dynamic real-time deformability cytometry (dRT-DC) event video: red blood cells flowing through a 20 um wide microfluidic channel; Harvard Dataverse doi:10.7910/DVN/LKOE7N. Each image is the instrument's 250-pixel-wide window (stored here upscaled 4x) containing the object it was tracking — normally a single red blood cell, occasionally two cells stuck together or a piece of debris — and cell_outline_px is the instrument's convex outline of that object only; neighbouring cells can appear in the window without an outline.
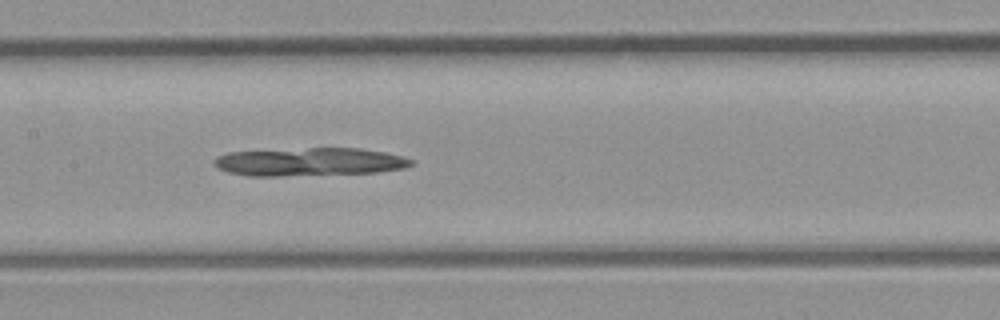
{"species": "common noctule bat (a hibernating species)", "species_latin": "Nyctalus noctula", "temperature_condition": "room temperature", "stored_images_in_passage": 33, "camera_frame_rate_fps": 3000, "um_per_image_px": 0.085, "animal": {"sex": "male", "body_mass_g": 23.1, "forearm_length_mm": 52.7}, "frame": {"image": 1, "passage_image": 18, "time_ms": 5.667, "image_size_px": [1000, 320], "cell_outline_px": [[416, 164], [408, 168], [376, 172], [284, 176], [248, 176], [228, 172], [220, 168], [212, 160], [216, 156], [228, 152], [308, 148], [360, 148], [384, 152], [416, 160]], "centroid_in_image_um": [26.36, 13.76], "position_along_channel_um": 181.0, "area_um2": 32.48}}
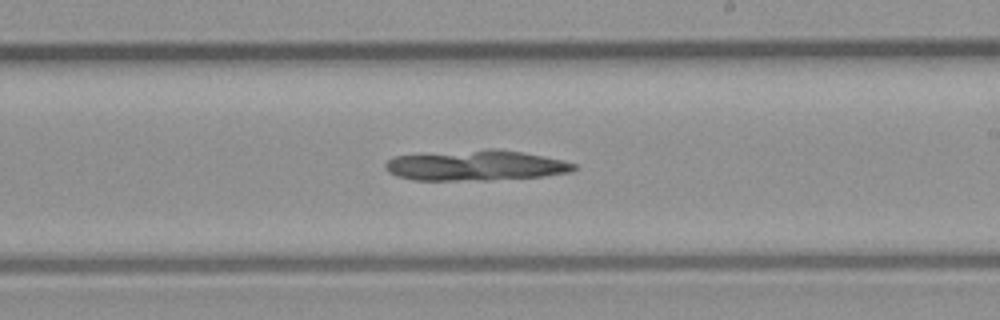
{"frame": {"image": 2, "passage_image": 22, "time_ms": 7.0, "image_size_px": [1000, 320], "cell_outline_px": [[576, 168], [572, 172], [540, 176], [488, 180], [412, 180], [396, 176], [388, 172], [384, 164], [388, 160], [396, 156], [488, 148], [496, 148], [544, 156], [576, 164]], "centroid_in_image_um": [40.42, 14.06], "position_along_channel_um": 248.6, "area_um2": 33.23}}
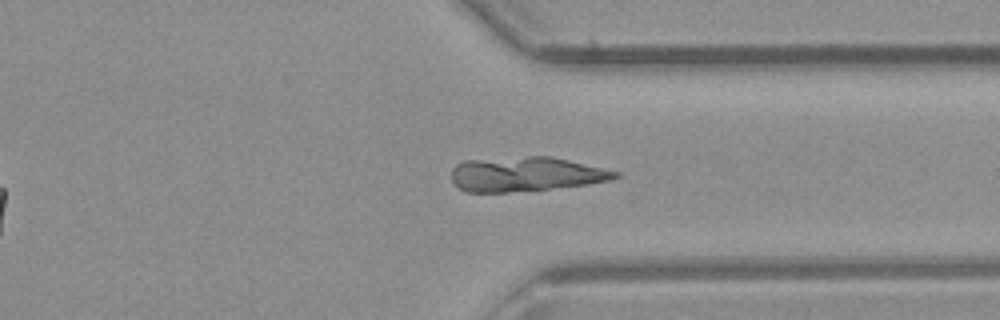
{"frame": {"image": 3, "passage_image": 29, "time_ms": 9.333, "image_size_px": [1000, 320], "cell_outline_px": [[620, 176], [608, 180], [588, 184], [508, 192], [468, 192], [460, 188], [452, 180], [452, 168], [456, 164], [464, 160], [528, 156], [552, 156], [620, 172]], "centroid_in_image_um": [44.67, 14.79], "position_along_channel_um": 366.7, "area_um2": 32.66}}